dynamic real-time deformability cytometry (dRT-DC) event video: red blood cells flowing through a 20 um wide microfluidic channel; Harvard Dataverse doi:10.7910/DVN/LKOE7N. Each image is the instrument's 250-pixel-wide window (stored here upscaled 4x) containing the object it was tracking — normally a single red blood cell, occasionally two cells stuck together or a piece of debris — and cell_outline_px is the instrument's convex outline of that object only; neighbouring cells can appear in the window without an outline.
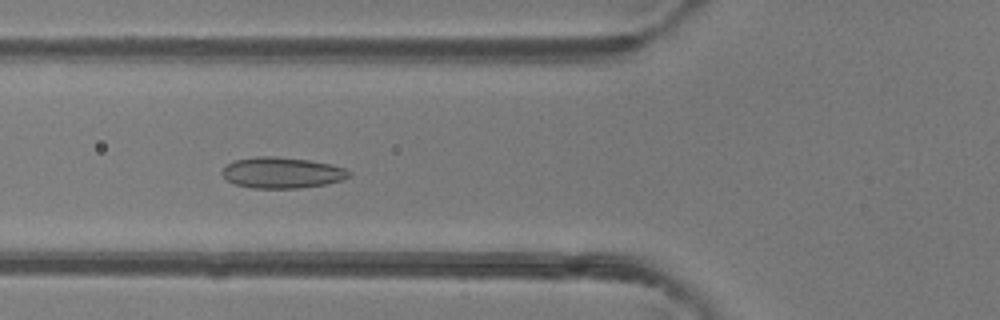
{"species": "common noctule bat (a hibernating species)", "species_latin": "Nyctalus noctula", "temperature_condition": "room temperature", "stored_images_in_passage": 46, "camera_frame_rate_fps": 3000, "um_per_image_px": 0.085, "animal": {"sex": "female"}, "frame": {"image": 1, "passage_image": 14, "time_ms": 4.333, "image_size_px": [1000, 320], "cell_outline_px": [[352, 176], [344, 180], [328, 184], [300, 188], [252, 188], [236, 184], [228, 180], [220, 172], [228, 164], [236, 160], [256, 156], [276, 156], [308, 160], [332, 164], [344, 168], [352, 172]], "centroid_in_image_um": [24.03, 14.68], "position_along_channel_um": 101.8, "area_um2": 23.06}}
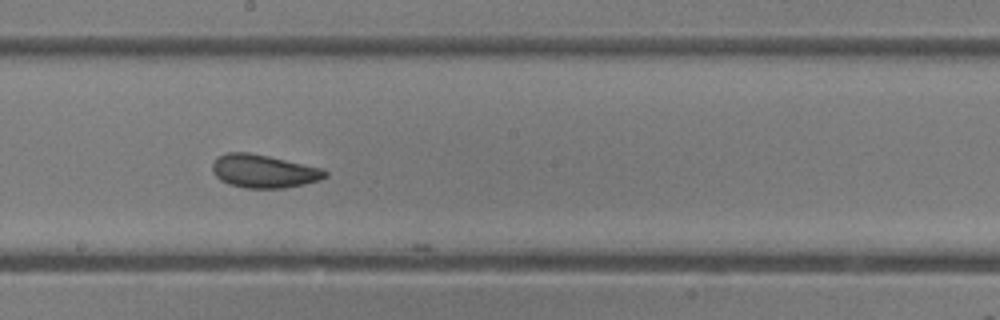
{"frame": {"image": 2, "passage_image": 23, "time_ms": 7.333, "image_size_px": [1000, 320], "cell_outline_px": [[328, 176], [320, 180], [304, 184], [284, 188], [244, 188], [228, 184], [220, 180], [212, 172], [212, 164], [216, 156], [228, 152], [248, 152], [268, 156], [324, 168], [328, 172]], "centroid_in_image_um": [22.41, 14.55], "position_along_channel_um": 225.8, "area_um2": 22.08}}
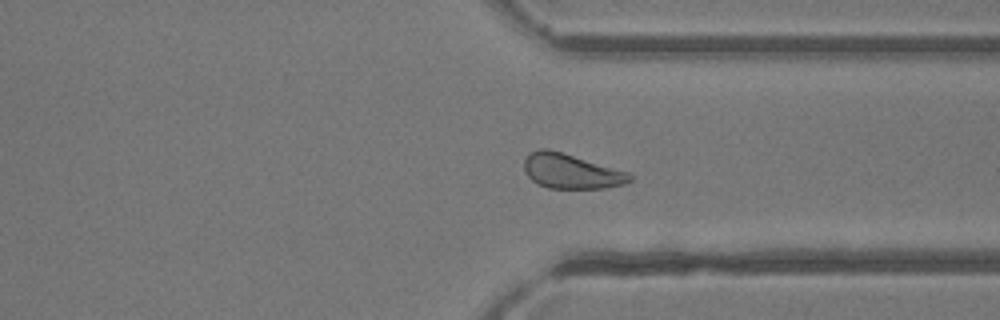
{"frame": {"image": 3, "passage_image": 33, "time_ms": 10.667, "image_size_px": [1000, 320], "cell_outline_px": [[632, 180], [624, 184], [604, 188], [548, 188], [536, 184], [524, 172], [524, 160], [532, 152], [540, 148], [548, 148], [628, 172], [632, 176]], "centroid_in_image_um": [48.52, 14.56], "position_along_channel_um": 362.9, "area_um2": 21.27}}